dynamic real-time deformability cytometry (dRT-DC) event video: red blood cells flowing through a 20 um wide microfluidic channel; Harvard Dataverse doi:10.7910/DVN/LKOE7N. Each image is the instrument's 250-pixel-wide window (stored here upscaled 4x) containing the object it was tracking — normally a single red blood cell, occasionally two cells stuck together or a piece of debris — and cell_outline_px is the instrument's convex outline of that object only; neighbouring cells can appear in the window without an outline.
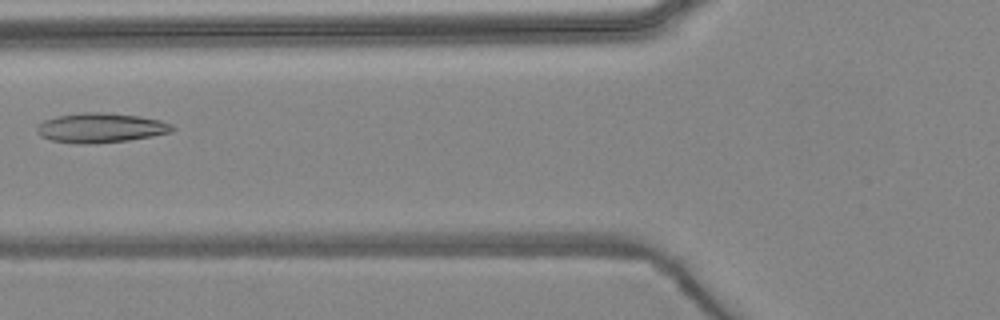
{"species": "common noctule bat (a hibernating species)", "species_latin": "Nyctalus noctula", "temperature_condition": "warm", "stored_images_in_passage": 6, "camera_frame_rate_fps": 3000, "um_per_image_px": 0.085, "animal": {"sex": "female", "body_mass_g": 24.6, "forearm_length_mm": 56.2}, "frame": {"image": 1, "passage_image": 6, "time_ms": 5.667, "image_size_px": [1000, 320], "cell_outline_px": [[176, 128], [172, 132], [152, 136], [128, 140], [96, 144], [76, 144], [52, 140], [40, 136], [36, 132], [36, 128], [44, 120], [56, 116], [80, 112], [100, 112], [140, 116], [160, 120], [172, 124]], "centroid_in_image_um": [8.56, 10.87], "position_along_channel_um": 117.2, "area_um2": 23.58}}